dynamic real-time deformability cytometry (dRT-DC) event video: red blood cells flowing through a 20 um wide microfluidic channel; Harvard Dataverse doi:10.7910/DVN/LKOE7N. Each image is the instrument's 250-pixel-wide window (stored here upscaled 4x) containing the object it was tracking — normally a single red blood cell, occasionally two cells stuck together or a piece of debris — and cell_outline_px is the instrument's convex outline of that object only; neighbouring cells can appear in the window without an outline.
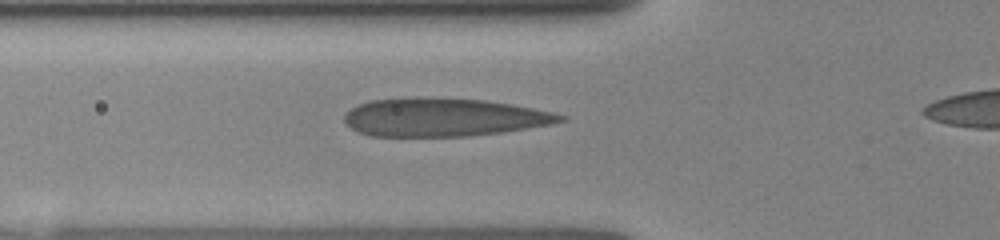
{"species": "human", "species_latin": "Homo sapiens", "temperature_condition": "room temperature", "stored_images_in_passage": 5, "segment_of_instrument_passage": [1, 2], "camera_frame_rate_fps": 3000, "um_per_image_px": 0.085, "donor": {"sex": "female"}, "frame": {"image": 1, "passage_image": 4, "time_ms": 2.333, "image_size_px": [1000, 240], "cell_outline_px": [[568, 120], [552, 124], [500, 132], [468, 136], [372, 136], [356, 132], [344, 120], [344, 116], [352, 108], [360, 104], [372, 100], [484, 100], [512, 104], [552, 112], [568, 116]], "centroid_in_image_um": [37.78, 10.01], "position_along_channel_um": 88.0, "area_um2": 46.53}}